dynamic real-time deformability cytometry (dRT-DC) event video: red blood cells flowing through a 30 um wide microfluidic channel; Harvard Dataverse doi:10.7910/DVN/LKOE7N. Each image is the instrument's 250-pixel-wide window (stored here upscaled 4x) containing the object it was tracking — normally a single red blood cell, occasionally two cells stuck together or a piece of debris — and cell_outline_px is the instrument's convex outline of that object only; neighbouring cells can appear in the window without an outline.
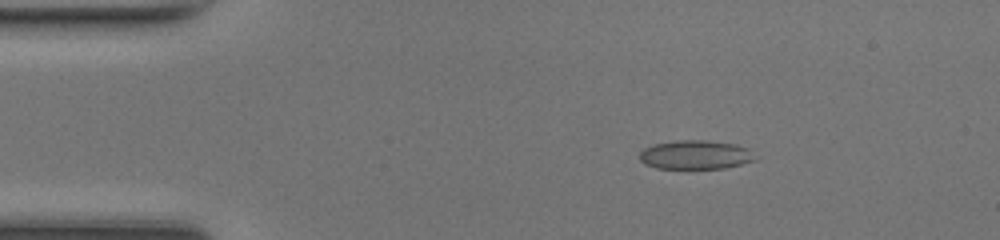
{"species": "common noctule bat (a hibernating species)", "species_latin": "Nyctalus noctula", "temperature_condition": "room temperature", "stored_images_in_passage": 42, "camera_frame_rate_fps": 3000, "um_per_image_px": 0.085, "animal": {"sex": "female", "body_mass_g": 17.0, "forearm_length_mm": 48.0}, "frame": {"image": 1, "passage_image": 1, "time_ms": 0.0, "image_size_px": [1000, 240], "cell_outline_px": [[756, 160], [724, 168], [656, 168], [644, 164], [640, 160], [640, 152], [644, 148], [652, 144], [676, 140], [704, 140], [736, 144], [748, 148]], "centroid_in_image_um": [59.07, 13.15], "position_along_channel_um": 25.9, "area_um2": 19.42}}
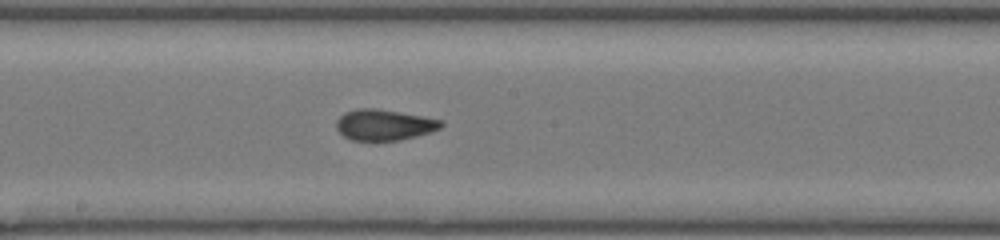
{"frame": {"image": 2, "passage_image": 19, "time_ms": 6.0, "image_size_px": [1000, 240], "cell_outline_px": [[444, 124], [440, 128], [432, 132], [400, 140], [352, 140], [344, 136], [336, 128], [336, 120], [344, 112], [356, 108], [376, 108], [400, 112], [444, 120]], "centroid_in_image_um": [32.66, 10.6], "position_along_channel_um": 215.5, "area_um2": 18.96}}
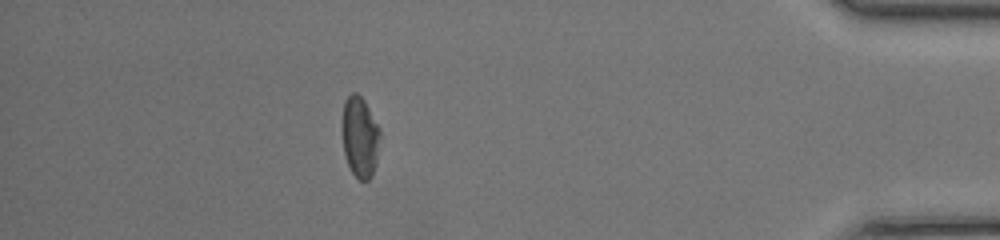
{"frame": {"image": 3, "passage_image": 36, "time_ms": 11.667, "image_size_px": [1000, 240], "cell_outline_px": [[380, 136], [376, 164], [372, 176], [368, 180], [360, 180], [352, 172], [348, 164], [344, 152], [340, 128], [340, 124], [344, 100], [352, 92], [356, 92], [364, 100], [380, 128]], "centroid_in_image_um": [30.57, 11.61], "position_along_channel_um": 404.6, "area_um2": 18.26}, "authors_computed_cell_mechanics": {"area_um2": 18.6116, "velocity_mm_per_s": 4.2691, "shape_relaxation_time_tau1_ms": 8.5874, "shape_relaxation_time_tau2_ms": 1.3987, "deformation_change_tau1": 0.1927, "deformation_change_tau2": 0.0571}}